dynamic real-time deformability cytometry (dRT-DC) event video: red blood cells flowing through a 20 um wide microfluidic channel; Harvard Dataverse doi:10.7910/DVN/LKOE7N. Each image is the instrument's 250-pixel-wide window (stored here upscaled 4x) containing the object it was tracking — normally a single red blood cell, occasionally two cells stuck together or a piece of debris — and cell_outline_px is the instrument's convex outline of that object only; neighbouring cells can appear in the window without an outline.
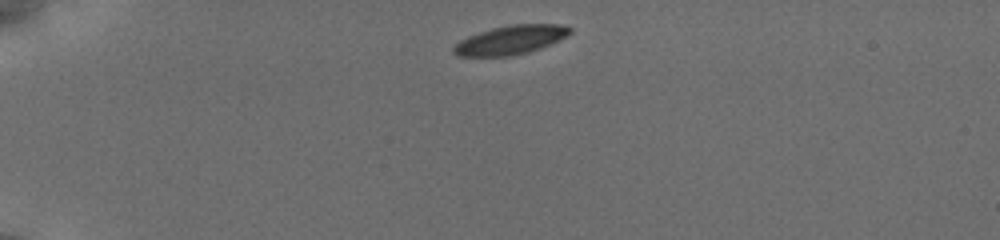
{"species": "common noctule bat (a hibernating species)", "species_latin": "Nyctalus noctula", "temperature_condition": "cold", "stored_images_in_passage": 42, "camera_frame_rate_fps": 3000, "um_per_image_px": 0.085, "animal": {"sex": "female", "body_mass_g": 19.5, "forearm_length_mm": 54.1}, "frame": {"image": 1, "passage_image": 1, "time_ms": 0.0, "image_size_px": [1000, 240], "cell_outline_px": [[568, 32], [552, 40], [532, 48], [516, 52], [480, 56], [456, 52], [456, 48], [460, 44], [476, 36], [500, 28], [540, 24], [568, 28]], "centroid_in_image_um": [43.4, 3.38], "position_along_channel_um": 41.6, "area_um2": 15.43}}
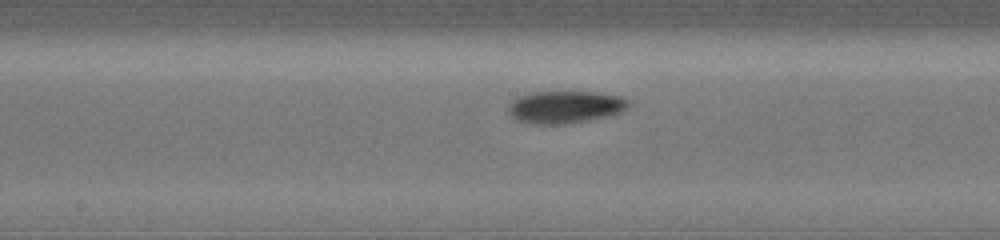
{"frame": {"image": 2, "passage_image": 18, "time_ms": 5.667, "image_size_px": [1000, 240], "cell_outline_px": [[620, 104], [616, 108], [608, 112], [584, 116], [520, 116], [516, 112], [516, 104], [520, 100], [536, 96], [600, 96], [620, 100]], "centroid_in_image_um": [48.07, 9.0], "position_along_channel_um": 200.1, "area_um2": 13.29}}
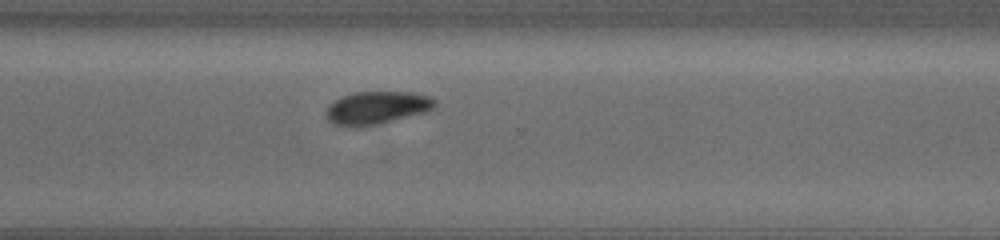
{"frame": {"image": 3, "passage_image": 29, "time_ms": 9.333, "image_size_px": [1000, 240], "cell_outline_px": [[432, 104], [424, 108], [380, 120], [336, 120], [328, 112], [340, 100], [348, 96], [416, 96], [432, 100]], "centroid_in_image_um": [32.0, 9.11], "position_along_channel_um": 338.6, "area_um2": 13.87}}